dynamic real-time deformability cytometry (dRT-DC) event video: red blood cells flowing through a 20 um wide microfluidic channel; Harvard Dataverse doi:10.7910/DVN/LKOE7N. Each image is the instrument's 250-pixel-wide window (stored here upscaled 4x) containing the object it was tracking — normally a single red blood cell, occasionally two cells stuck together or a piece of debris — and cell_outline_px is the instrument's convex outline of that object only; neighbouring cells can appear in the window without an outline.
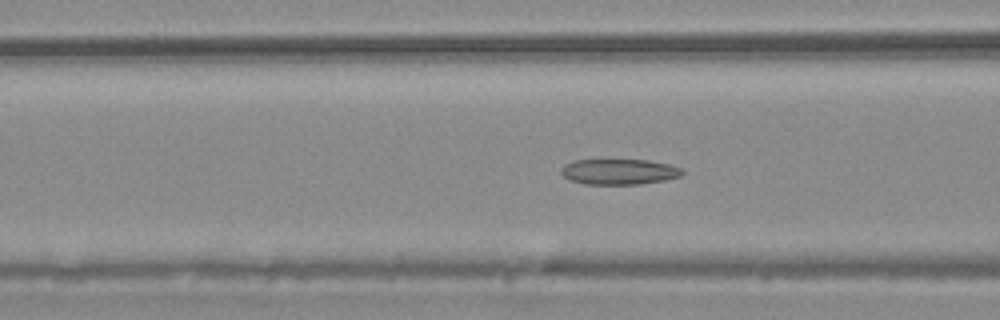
{"species": "common noctule bat (a hibernating species)", "species_latin": "Nyctalus noctula", "temperature_condition": "warm", "stored_images_in_passage": 55, "camera_frame_rate_fps": 3000, "um_per_image_px": 0.085, "animal": {"sex": "male", "body_mass_g": 20.4}, "frame": {"image": 1, "passage_image": 22, "time_ms": 7.0, "image_size_px": [1000, 320], "cell_outline_px": [[684, 172], [680, 176], [664, 180], [640, 184], [584, 184], [568, 180], [560, 172], [560, 168], [564, 164], [572, 160], [648, 160], [668, 164], [680, 168]], "centroid_in_image_um": [52.56, 14.59], "position_along_channel_um": 114.0, "area_um2": 18.09}}
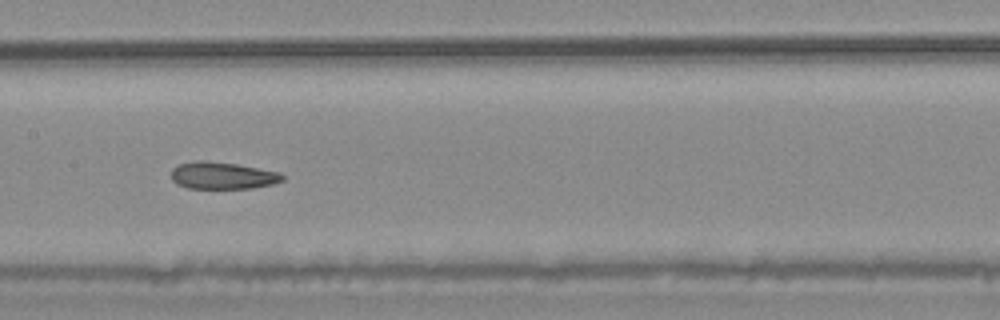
{"frame": {"image": 2, "passage_image": 28, "time_ms": 9.0, "image_size_px": [1000, 320], "cell_outline_px": [[284, 180], [272, 184], [252, 188], [188, 188], [176, 184], [172, 180], [172, 168], [180, 164], [196, 160], [200, 160], [236, 164], [280, 172], [284, 176]], "centroid_in_image_um": [18.91, 14.92], "position_along_channel_um": 188.5, "area_um2": 17.46}}
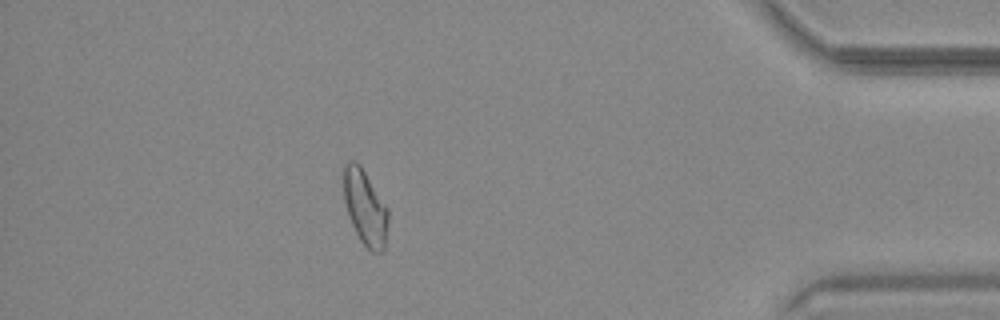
{"frame": {"image": 3, "passage_image": 49, "time_ms": 16.0, "image_size_px": [1000, 320], "cell_outline_px": [[388, 224], [384, 248], [380, 252], [372, 252], [360, 240], [348, 216], [344, 200], [344, 160], [352, 160], [360, 164], [388, 208]], "centroid_in_image_um": [31.03, 17.61], "position_along_channel_um": 404.2, "area_um2": 19.48}, "authors_computed_cell_mechanics": {"area_um2": 19.7676, "velocity_mm_per_s": 3.709, "shape_relaxation_time_tau1_ms": null, "shape_relaxation_time_tau2_ms": 2.6569, "deformation_change_tau1": null, "deformation_change_tau2": 0.0959}}